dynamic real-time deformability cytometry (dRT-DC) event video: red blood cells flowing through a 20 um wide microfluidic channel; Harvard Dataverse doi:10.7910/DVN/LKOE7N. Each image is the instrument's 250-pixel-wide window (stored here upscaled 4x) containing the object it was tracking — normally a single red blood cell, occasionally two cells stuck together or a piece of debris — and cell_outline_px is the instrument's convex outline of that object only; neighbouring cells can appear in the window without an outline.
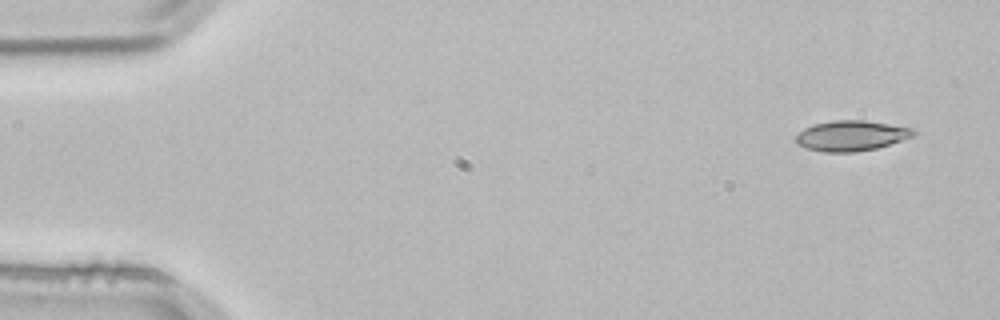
{"species": "common noctule bat (a hibernating species)", "species_latin": "Nyctalus noctula", "temperature_condition": "room temperature", "stored_images_in_passage": 3, "camera_frame_rate_fps": 3000, "um_per_image_px": 0.085, "animal": {"sex": "male", "body_mass_g": 21.5, "forearm_length_mm": 52.0}, "frame": {"image": 1, "passage_image": 1, "time_ms": 0.0, "image_size_px": [1000, 320], "cell_outline_px": [[916, 132], [912, 136], [876, 148], [856, 152], [824, 152], [804, 148], [796, 144], [796, 136], [804, 128], [812, 124], [832, 120], [864, 120], [912, 128]], "centroid_in_image_um": [72.29, 11.53], "position_along_channel_um": 12.7, "area_um2": 20.69}}
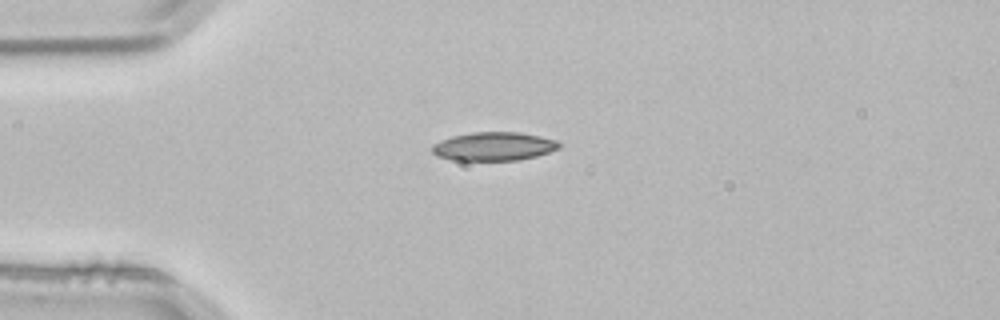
{"frame": {"image": 2, "passage_image": 3, "time_ms": 0.667, "image_size_px": [1000, 320], "cell_outline_px": [[560, 148], [536, 156], [520, 160], [452, 160], [436, 156], [432, 152], [432, 144], [440, 140], [452, 136], [472, 132], [520, 132], [540, 136], [556, 140], [560, 144]], "centroid_in_image_um": [41.95, 12.44], "position_along_channel_um": 43.1, "area_um2": 21.21}}